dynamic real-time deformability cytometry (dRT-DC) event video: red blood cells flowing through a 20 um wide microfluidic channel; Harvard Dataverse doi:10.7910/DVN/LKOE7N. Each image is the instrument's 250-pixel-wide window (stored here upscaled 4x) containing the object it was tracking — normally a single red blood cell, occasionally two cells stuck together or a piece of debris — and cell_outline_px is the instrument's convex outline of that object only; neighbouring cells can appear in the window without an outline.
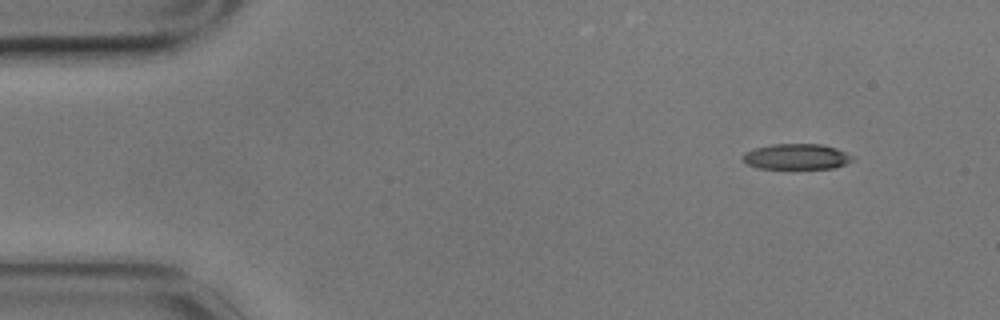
{"species": "common noctule bat (a hibernating species)", "species_latin": "Nyctalus noctula", "temperature_condition": "cold", "stored_images_in_passage": 4, "camera_frame_rate_fps": 3000, "um_per_image_px": 0.085, "animal": {"sex": "male", "body_mass_g": 17.9}, "frame": {"image": 1, "passage_image": 1, "time_ms": 0.0, "image_size_px": [1000, 320], "cell_outline_px": [[852, 160], [836, 168], [760, 168], [748, 164], [744, 160], [744, 152], [756, 148], [772, 144], [820, 144], [836, 148], [852, 156]], "centroid_in_image_um": [67.71, 13.31], "position_along_channel_um": 17.3, "area_um2": 16.01}}
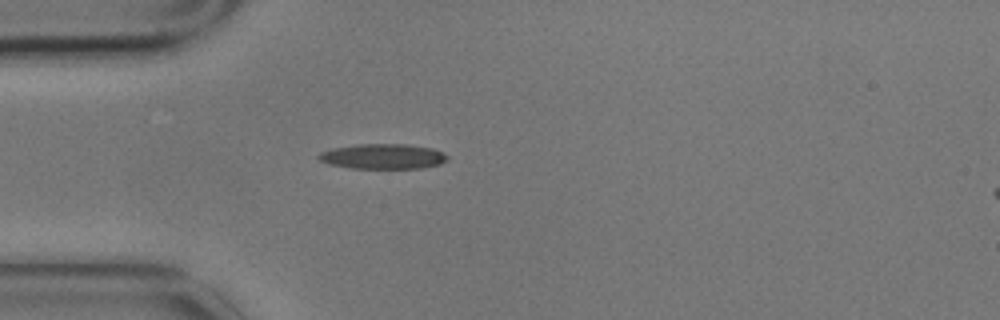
{"frame": {"image": 2, "passage_image": 4, "time_ms": 1.0, "image_size_px": [1000, 320], "cell_outline_px": [[448, 160], [440, 164], [420, 168], [352, 168], [328, 164], [320, 160], [316, 156], [320, 152], [332, 148], [360, 144], [404, 144], [432, 148], [444, 152], [448, 156]], "centroid_in_image_um": [32.55, 13.29], "position_along_channel_um": 52.4, "area_um2": 18.84}}